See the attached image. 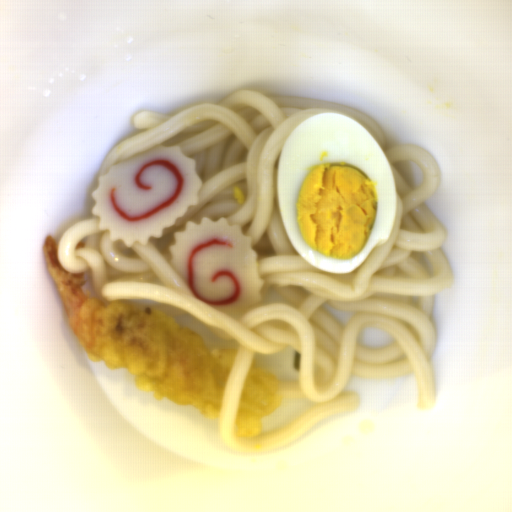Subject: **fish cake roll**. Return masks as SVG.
<instances>
[{"label": "fish cake roll", "instance_id": "80858fc9", "mask_svg": "<svg viewBox=\"0 0 512 512\" xmlns=\"http://www.w3.org/2000/svg\"><path fill=\"white\" fill-rule=\"evenodd\" d=\"M168 264L195 297L235 320L260 305L264 279L252 238L222 216L187 219L172 236Z\"/></svg>", "mask_w": 512, "mask_h": 512}, {"label": "fish cake roll", "instance_id": "14b837c1", "mask_svg": "<svg viewBox=\"0 0 512 512\" xmlns=\"http://www.w3.org/2000/svg\"><path fill=\"white\" fill-rule=\"evenodd\" d=\"M202 187L195 160L179 145L158 144L99 176L92 213L112 240L146 245L199 204Z\"/></svg>", "mask_w": 512, "mask_h": 512}]
</instances>
